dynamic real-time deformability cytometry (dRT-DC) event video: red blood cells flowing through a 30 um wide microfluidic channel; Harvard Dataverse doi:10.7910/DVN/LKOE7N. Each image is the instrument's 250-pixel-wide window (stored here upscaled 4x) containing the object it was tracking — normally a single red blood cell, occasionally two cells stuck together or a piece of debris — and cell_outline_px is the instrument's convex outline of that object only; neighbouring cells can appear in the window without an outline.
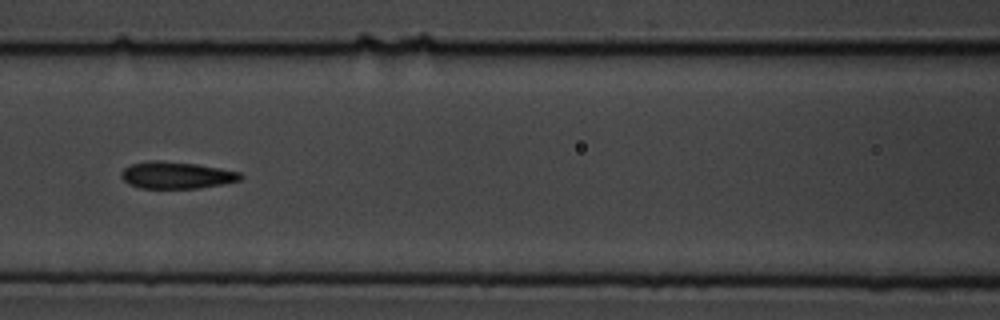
{"species": "common noctule bat (a hibernating species)", "species_latin": "Nyctalus noctula", "temperature_condition": "cold", "stored_images_in_passage": 9, "camera_frame_rate_fps": 3000, "um_per_image_px": 0.085, "animal": {"sex": "male", "body_mass_g": 19.5, "forearm_length_mm": 54.6}, "frame": {"image": 1, "passage_image": 6, "time_ms": 5.667, "image_size_px": [1000, 320], "cell_outline_px": [[244, 176], [240, 180], [200, 188], [140, 188], [128, 184], [120, 176], [120, 172], [124, 168], [132, 164], [156, 160], [160, 160], [196, 164], [220, 168], [240, 172]], "centroid_in_image_um": [14.98, 14.89], "position_along_channel_um": 151.6, "area_um2": 18.61}}
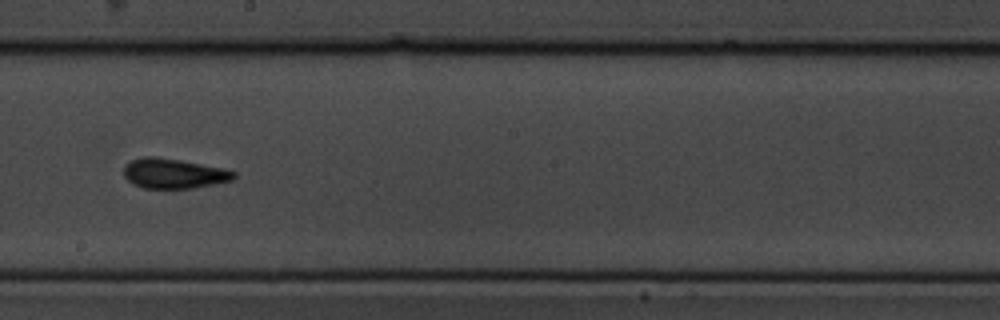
{"frame": {"image": 2, "passage_image": 8, "time_ms": 8.0, "image_size_px": [1000, 320], "cell_outline_px": [[236, 176], [232, 180], [192, 188], [144, 188], [132, 184], [124, 176], [124, 164], [132, 160], [144, 156], [152, 156], [180, 160], [224, 168], [236, 172]], "centroid_in_image_um": [14.74, 14.74], "position_along_channel_um": 233.5, "area_um2": 19.13}}
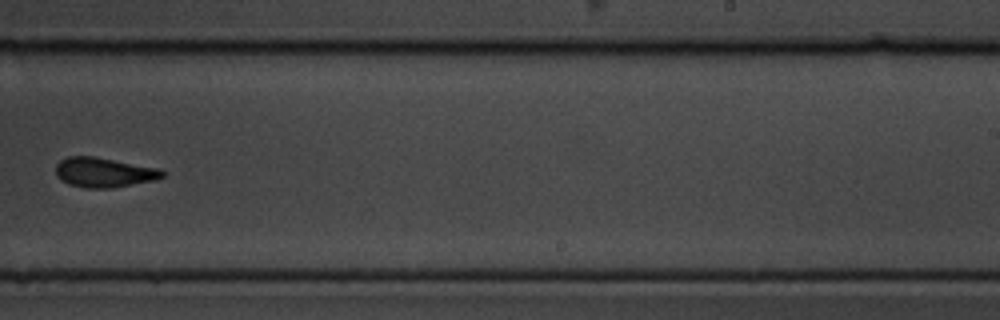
{"frame": {"image": 3, "passage_image": 9, "time_ms": 9.333, "image_size_px": [1000, 320], "cell_outline_px": [[164, 176], [156, 180], [112, 188], [84, 188], [68, 184], [60, 180], [56, 176], [56, 164], [60, 160], [68, 156], [96, 156], [160, 168], [164, 172]], "centroid_in_image_um": [8.83, 14.65], "position_along_channel_um": 280.2, "area_um2": 18.79}}